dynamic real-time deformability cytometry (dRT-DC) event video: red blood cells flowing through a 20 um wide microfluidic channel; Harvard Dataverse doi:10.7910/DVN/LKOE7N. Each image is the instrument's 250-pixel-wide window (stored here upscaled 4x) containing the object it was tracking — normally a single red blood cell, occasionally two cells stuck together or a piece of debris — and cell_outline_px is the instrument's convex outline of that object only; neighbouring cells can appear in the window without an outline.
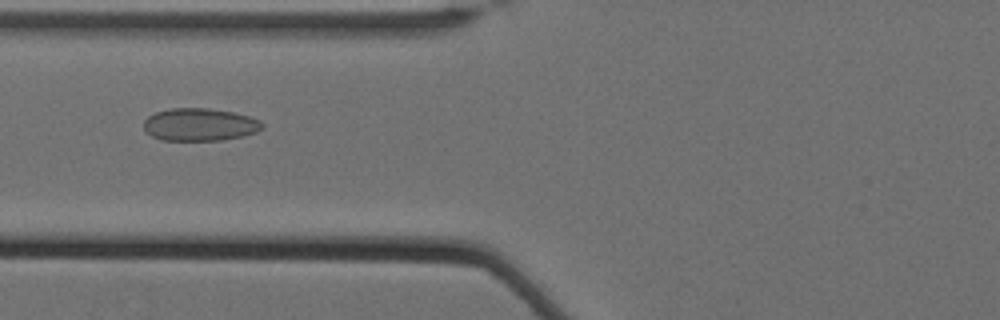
{"species": "Egyptian fruit bat (a non-hibernating species)", "species_latin": "Rousettus aegyptiacus", "temperature_condition": "cold", "stored_images_in_passage": 40, "camera_frame_rate_fps": 3000, "um_per_image_px": 0.085, "animal": {"sex": "female"}, "frame": {"image": 1, "passage_image": 7, "time_ms": 2.0, "image_size_px": [1000, 320], "cell_outline_px": [[264, 128], [256, 132], [244, 136], [220, 140], [160, 140], [152, 136], [144, 128], [144, 120], [148, 116], [156, 112], [172, 108], [208, 108], [232, 112], [248, 116], [260, 120], [264, 124]], "centroid_in_image_um": [17.0, 10.59], "position_along_channel_um": 108.8, "area_um2": 22.54}}
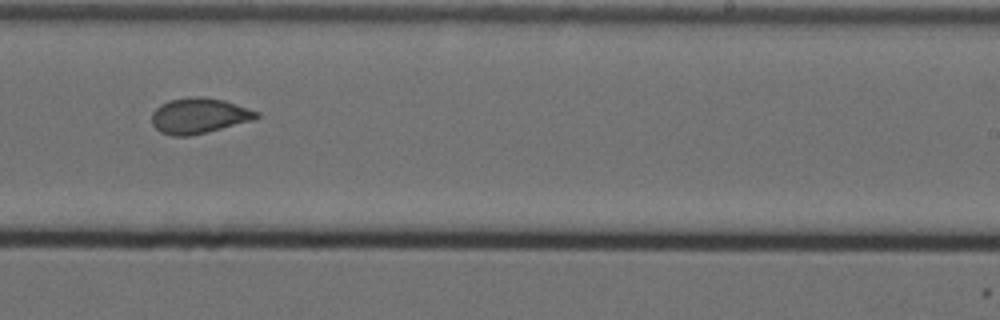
{"frame": {"image": 2, "passage_image": 21, "time_ms": 6.667, "image_size_px": [1000, 320], "cell_outline_px": [[260, 116], [252, 120], [208, 132], [188, 136], [172, 136], [160, 132], [152, 124], [152, 112], [160, 104], [168, 100], [196, 96], [200, 96], [224, 100], [260, 112]], "centroid_in_image_um": [16.9, 9.84], "position_along_channel_um": 272.1, "area_um2": 21.68}}
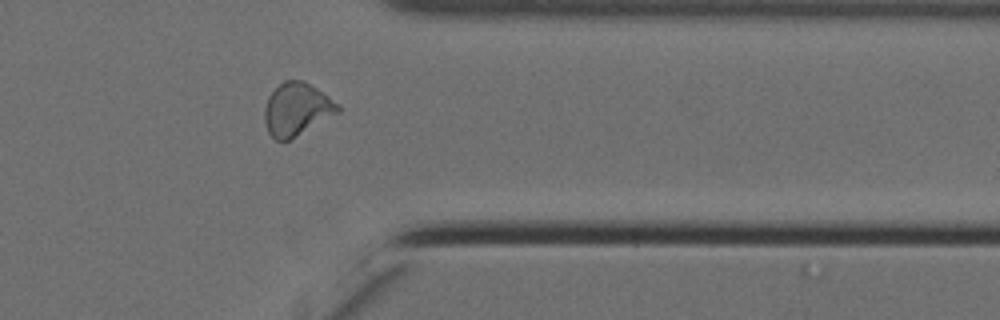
{"frame": {"image": 3, "passage_image": 31, "time_ms": 10.0, "image_size_px": [1000, 320], "cell_outline_px": [[340, 112], [288, 140], [276, 140], [268, 132], [264, 120], [264, 108], [268, 96], [284, 80], [304, 80], [340, 104]], "centroid_in_image_um": [25.22, 9.27], "position_along_channel_um": 386.2, "area_um2": 22.37}, "authors_computed_cell_mechanics": {"area_um2": 21.5594, "velocity_mm_per_s": 3.4823, "shape_relaxation_time_tau1_ms": null, "shape_relaxation_time_tau2_ms": 1.4244, "deformation_change_tau1": null, "deformation_change_tau2": 0.0604}}